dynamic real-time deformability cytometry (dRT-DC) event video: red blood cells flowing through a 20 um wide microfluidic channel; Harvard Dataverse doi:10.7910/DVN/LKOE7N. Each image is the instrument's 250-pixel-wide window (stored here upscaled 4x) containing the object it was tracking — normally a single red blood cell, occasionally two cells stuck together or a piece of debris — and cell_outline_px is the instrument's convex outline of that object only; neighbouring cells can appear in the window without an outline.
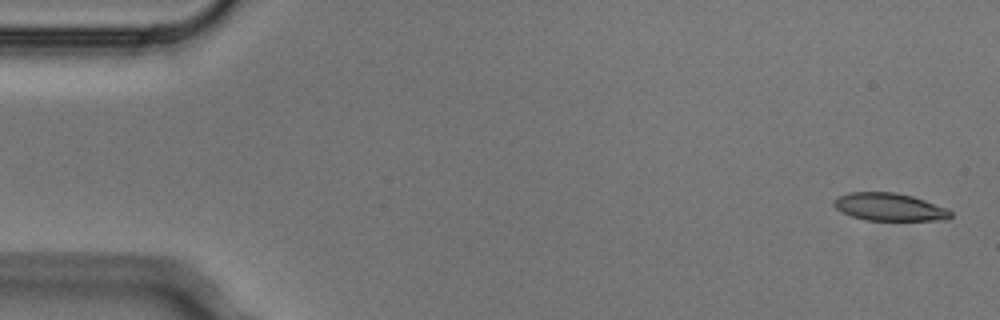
{"species": "Egyptian fruit bat (a non-hibernating species)", "species_latin": "Rousettus aegyptiacus", "temperature_condition": "cold", "stored_images_in_passage": 4, "camera_frame_rate_fps": 3000, "um_per_image_px": 0.085, "animal": {"sex": "male"}, "frame": {"image": 1, "passage_image": 1, "time_ms": 0.0, "image_size_px": [1000, 320], "cell_outline_px": [[952, 216], [948, 220], [864, 220], [852, 216], [836, 208], [832, 204], [832, 200], [848, 192], [896, 192], [912, 196], [948, 208], [952, 212]], "centroid_in_image_um": [75.62, 17.59], "position_along_channel_um": 9.4, "area_um2": 18.9}}
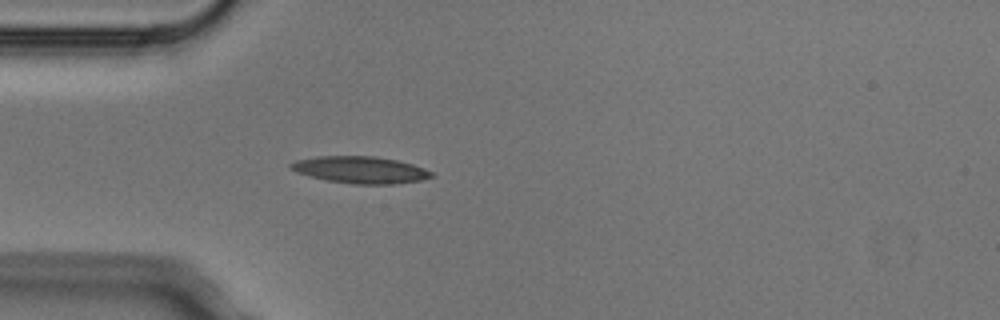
{"frame": {"image": 2, "passage_image": 4, "time_ms": 1.0, "image_size_px": [1000, 320], "cell_outline_px": [[432, 176], [420, 180], [396, 184], [352, 184], [328, 180], [296, 172], [288, 168], [288, 164], [296, 160], [316, 156], [376, 156], [396, 160], [412, 164], [424, 168], [432, 172]], "centroid_in_image_um": [30.6, 14.43], "position_along_channel_um": 54.4, "area_um2": 21.96}}